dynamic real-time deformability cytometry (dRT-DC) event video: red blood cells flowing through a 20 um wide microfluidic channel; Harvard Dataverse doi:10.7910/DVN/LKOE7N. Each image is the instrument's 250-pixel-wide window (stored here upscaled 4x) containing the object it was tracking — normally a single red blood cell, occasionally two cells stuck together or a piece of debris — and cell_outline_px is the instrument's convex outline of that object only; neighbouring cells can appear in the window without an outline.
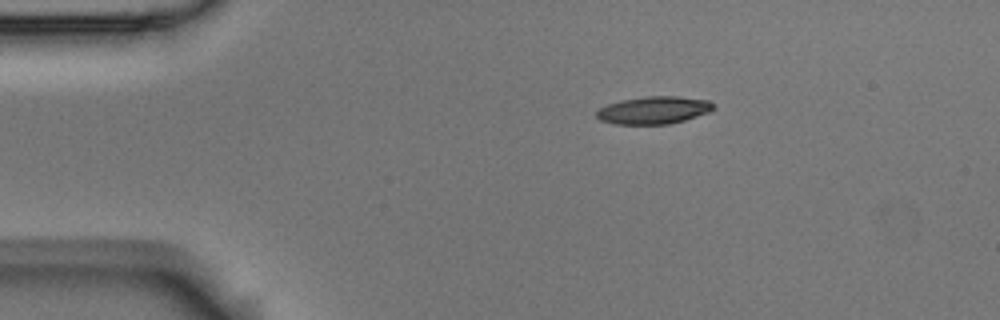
{"species": "Egyptian fruit bat (a non-hibernating species)", "species_latin": "Rousettus aegyptiacus", "temperature_condition": "room temperature", "stored_images_in_passage": 3, "camera_frame_rate_fps": 3000, "um_per_image_px": 0.085, "animal": {"sex": "male"}, "frame": {"image": 1, "passage_image": 1, "time_ms": 0.0, "image_size_px": [1000, 320], "cell_outline_px": [[716, 108], [708, 112], [684, 120], [668, 124], [616, 124], [600, 120], [596, 116], [596, 112], [600, 108], [608, 104], [620, 100], [644, 96], [680, 96], [708, 100], [716, 104]], "centroid_in_image_um": [55.59, 9.35], "position_along_channel_um": 29.4, "area_um2": 18.84}}